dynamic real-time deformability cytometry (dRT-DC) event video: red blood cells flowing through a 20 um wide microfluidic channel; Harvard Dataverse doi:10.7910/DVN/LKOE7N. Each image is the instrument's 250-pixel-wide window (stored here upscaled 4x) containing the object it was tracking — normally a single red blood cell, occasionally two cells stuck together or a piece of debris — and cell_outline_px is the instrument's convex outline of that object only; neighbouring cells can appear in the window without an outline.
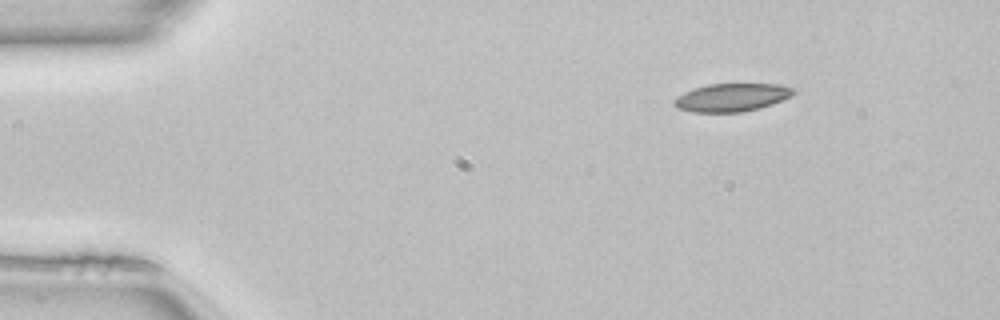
{"species": "common noctule bat (a hibernating species)", "species_latin": "Nyctalus noctula", "temperature_condition": "room temperature", "stored_images_in_passage": 44, "camera_frame_rate_fps": 3000, "um_per_image_px": 0.085, "animal": {"sex": "female", "body_mass_g": 22.7, "forearm_length_mm": 54.2}, "frame": {"image": 1, "passage_image": 1, "time_ms": 0.0, "image_size_px": [1000, 320], "cell_outline_px": [[796, 92], [792, 96], [772, 104], [760, 108], [740, 112], [692, 112], [676, 108], [672, 104], [672, 100], [676, 96], [684, 92], [708, 84], [776, 84], [796, 88]], "centroid_in_image_um": [62.18, 8.28], "position_along_channel_um": 22.8, "area_um2": 19.65}}
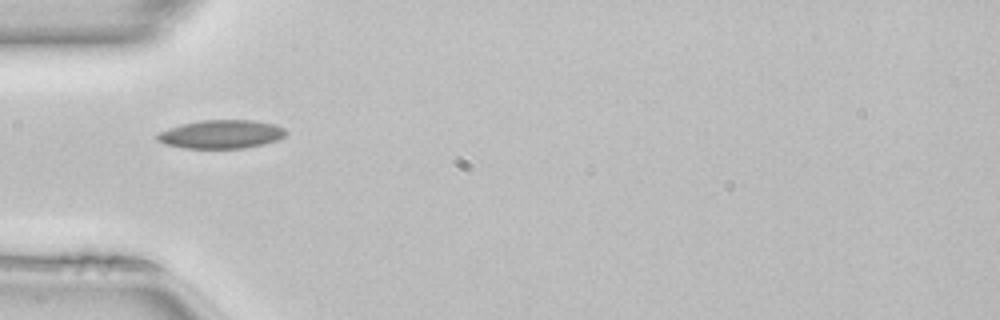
{"frame": {"image": 2, "passage_image": 10, "time_ms": 3.0, "image_size_px": [1000, 320], "cell_outline_px": [[288, 132], [284, 136], [276, 140], [264, 144], [244, 148], [184, 148], [164, 144], [156, 140], [156, 136], [160, 132], [168, 128], [180, 124], [200, 120], [252, 120], [276, 124], [284, 128]], "centroid_in_image_um": [18.8, 11.4], "position_along_channel_um": 66.2, "area_um2": 21.5}}
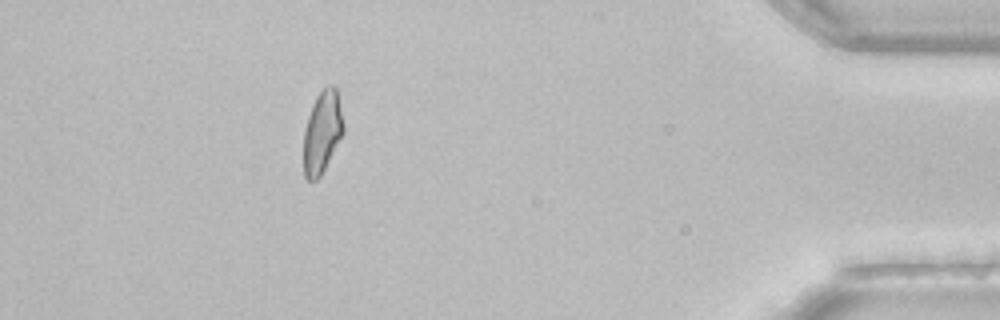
{"frame": {"image": 3, "passage_image": 39, "time_ms": 12.667, "image_size_px": [1000, 320], "cell_outline_px": [[344, 132], [320, 176], [316, 180], [308, 180], [304, 176], [304, 132], [308, 116], [312, 104], [316, 96], [328, 84], [332, 84], [336, 88], [344, 124]], "centroid_in_image_um": [27.39, 11.21], "position_along_channel_um": 407.8, "area_um2": 18.9}, "authors_computed_cell_mechanics": {"area_um2": 19.8832, "velocity_mm_per_s": 4.1082, "shape_relaxation_time_tau1_ms": 6.5276, "shape_relaxation_time_tau2_ms": 2.8519, "deformation_change_tau1": 0.1486, "deformation_change_tau2": 0.0673}}